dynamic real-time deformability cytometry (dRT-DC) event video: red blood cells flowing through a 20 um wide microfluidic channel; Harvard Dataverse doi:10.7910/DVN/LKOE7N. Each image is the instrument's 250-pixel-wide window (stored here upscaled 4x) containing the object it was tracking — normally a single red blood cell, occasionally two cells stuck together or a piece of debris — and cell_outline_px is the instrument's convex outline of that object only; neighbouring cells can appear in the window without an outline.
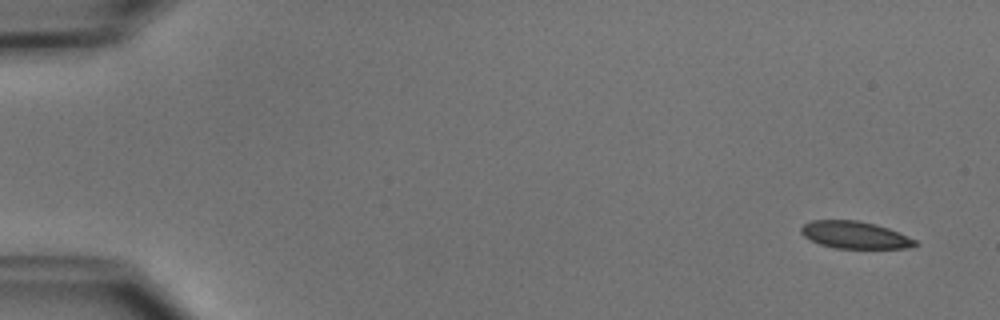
{"species": "common noctule bat (a hibernating species)", "species_latin": "Nyctalus noctula", "temperature_condition": "cold", "stored_images_in_passage": 4, "camera_frame_rate_fps": 3000, "um_per_image_px": 0.085, "animal": {"sex": "male", "body_mass_g": 15.6}, "frame": {"image": 1, "passage_image": 1, "time_ms": 0.0, "image_size_px": [1000, 320], "cell_outline_px": [[920, 244], [912, 248], [836, 248], [820, 244], [804, 236], [800, 232], [800, 228], [804, 224], [812, 220], [856, 220], [876, 224], [900, 232], [916, 240]], "centroid_in_image_um": [72.7, 19.97], "position_along_channel_um": 12.3, "area_um2": 18.15}}
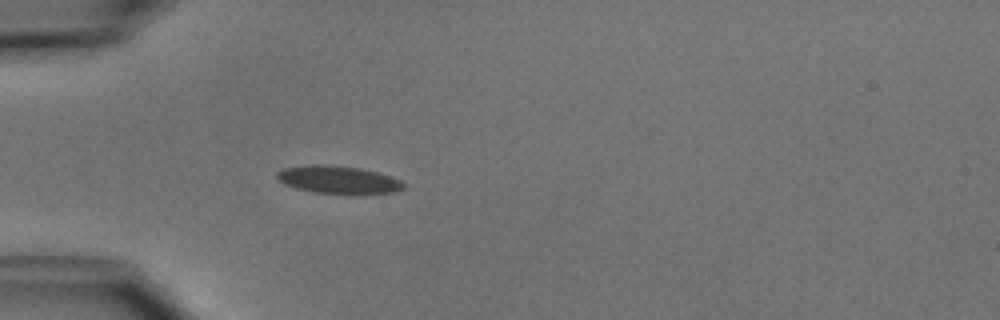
{"frame": {"image": 2, "passage_image": 4, "time_ms": 4.333, "image_size_px": [1000, 320], "cell_outline_px": [[404, 188], [396, 192], [356, 196], [316, 192], [296, 188], [284, 184], [276, 176], [276, 172], [284, 168], [312, 164], [324, 164], [360, 168], [376, 172], [400, 180], [404, 184]], "centroid_in_image_um": [28.78, 15.31], "position_along_channel_um": 56.2, "area_um2": 20.87}}